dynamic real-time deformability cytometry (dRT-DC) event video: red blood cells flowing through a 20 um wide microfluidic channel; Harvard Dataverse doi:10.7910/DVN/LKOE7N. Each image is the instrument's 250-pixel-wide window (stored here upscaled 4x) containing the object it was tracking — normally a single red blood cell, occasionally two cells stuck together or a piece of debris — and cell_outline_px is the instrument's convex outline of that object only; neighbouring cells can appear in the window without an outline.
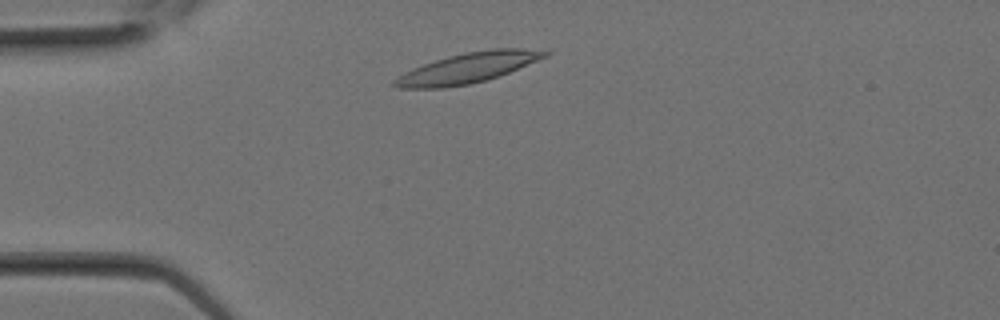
{"species": "Egyptian fruit bat (a non-hibernating species)", "species_latin": "Rousettus aegyptiacus", "temperature_condition": "room temperature", "stored_images_in_passage": 8, "camera_frame_rate_fps": 3000, "um_per_image_px": 0.085, "animal": {"sex": "female"}, "frame": {"image": 1, "passage_image": 2, "time_ms": 0.333, "image_size_px": [1000, 320], "cell_outline_px": [[552, 52], [548, 56], [500, 76], [468, 84], [444, 88], [396, 88], [392, 84], [392, 80], [404, 72], [412, 68], [448, 56], [468, 52], [492, 48], [520, 48]], "centroid_in_image_um": [39.75, 5.78], "position_along_channel_um": 45.3, "area_um2": 26.36}}
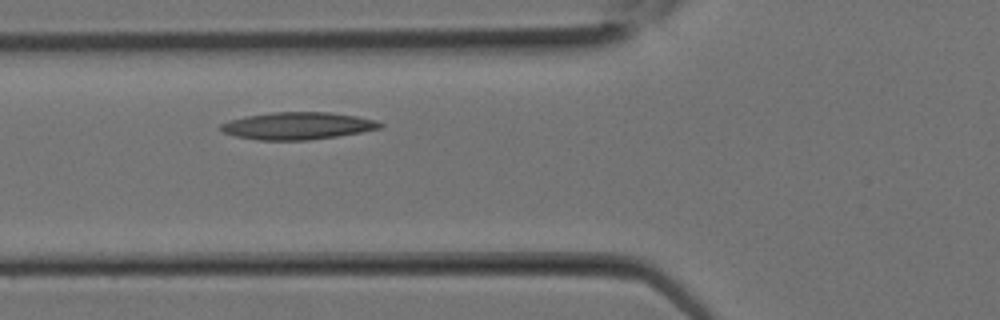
{"frame": {"image": 2, "passage_image": 5, "time_ms": 1.333, "image_size_px": [1000, 320], "cell_outline_px": [[384, 124], [380, 128], [360, 132], [336, 136], [308, 140], [256, 140], [236, 136], [224, 132], [220, 128], [220, 124], [228, 120], [244, 116], [272, 112], [328, 112], [356, 116], [376, 120]], "centroid_in_image_um": [25.26, 10.69], "position_along_channel_um": 100.5, "area_um2": 25.26}}
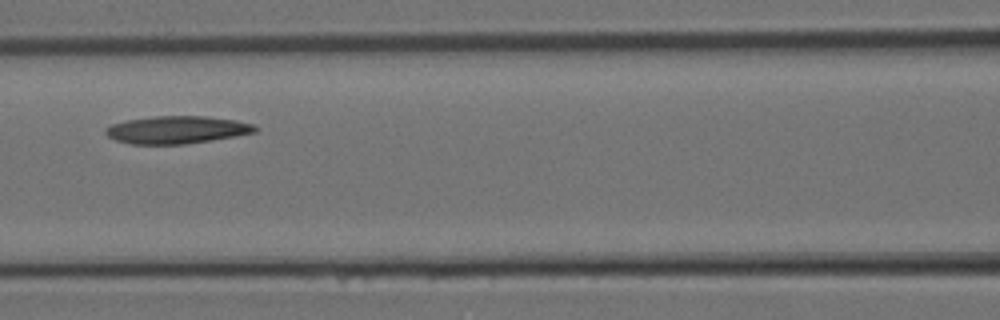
{"frame": {"image": 3, "passage_image": 7, "time_ms": 2.0, "image_size_px": [1000, 320], "cell_outline_px": [[256, 132], [236, 136], [212, 140], [184, 144], [132, 144], [116, 140], [108, 136], [104, 132], [104, 128], [112, 124], [128, 120], [156, 116], [204, 116], [236, 120], [256, 124]], "centroid_in_image_um": [15.05, 11.03], "position_along_channel_um": 151.6, "area_um2": 23.99}}